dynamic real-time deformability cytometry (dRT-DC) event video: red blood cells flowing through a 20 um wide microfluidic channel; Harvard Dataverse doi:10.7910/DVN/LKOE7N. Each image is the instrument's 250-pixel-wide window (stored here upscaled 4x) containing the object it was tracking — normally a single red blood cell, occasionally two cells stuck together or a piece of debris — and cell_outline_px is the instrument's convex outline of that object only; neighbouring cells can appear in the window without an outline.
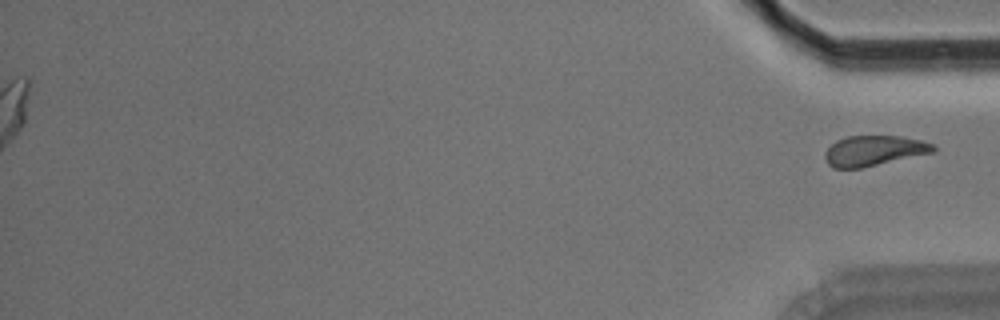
{"species": "Egyptian fruit bat (a non-hibernating species)", "species_latin": "Rousettus aegyptiacus", "temperature_condition": "room temperature", "stored_images_in_passage": 48, "segment_of_instrument_passage": [2, 2], "camera_frame_rate_fps": 3000, "um_per_image_px": 0.085, "animal": {"sex": "male"}, "frame": {"image": 1, "passage_image": 48, "time_ms": 15.667, "image_size_px": [1000, 320], "cell_outline_px": [[936, 152], [860, 168], [832, 168], [828, 164], [824, 156], [824, 152], [836, 140], [848, 136], [900, 136], [920, 140], [932, 144], [936, 148]], "centroid_in_image_um": [74.28, 12.81], "position_along_channel_um": 360.9, "area_um2": 19.07}}